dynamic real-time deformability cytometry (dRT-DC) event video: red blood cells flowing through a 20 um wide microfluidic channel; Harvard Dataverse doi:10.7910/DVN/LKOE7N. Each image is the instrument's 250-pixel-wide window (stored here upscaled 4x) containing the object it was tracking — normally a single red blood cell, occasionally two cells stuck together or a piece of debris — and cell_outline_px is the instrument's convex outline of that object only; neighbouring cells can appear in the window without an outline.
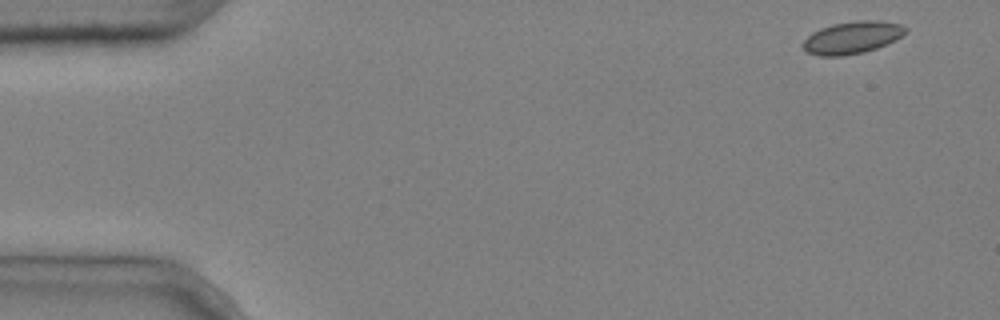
{"species": "common noctule bat (a hibernating species)", "species_latin": "Nyctalus noctula", "temperature_condition": "cold", "stored_images_in_passage": 5, "camera_frame_rate_fps": 3000, "um_per_image_px": 0.085, "animal": {"sex": "male", "body_mass_g": 20.4}, "frame": {"image": 1, "passage_image": 1, "time_ms": 0.0, "image_size_px": [1000, 320], "cell_outline_px": [[908, 32], [896, 40], [876, 48], [864, 52], [844, 56], [820, 56], [808, 52], [800, 44], [812, 32], [820, 28], [832, 24], [856, 20], [880, 20], [900, 24], [908, 28]], "centroid_in_image_um": [72.45, 3.18], "position_along_channel_um": 12.5, "area_um2": 19.54}}
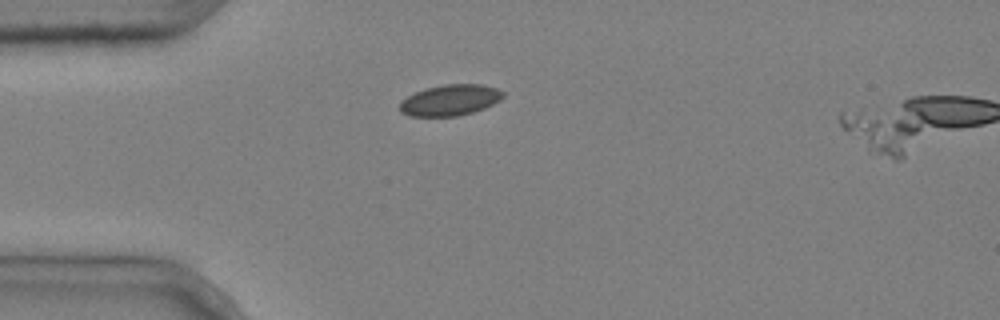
{"frame": {"image": 2, "passage_image": 4, "time_ms": 1.0, "image_size_px": [1000, 320], "cell_outline_px": [[504, 96], [500, 100], [484, 108], [472, 112], [456, 116], [412, 116], [400, 112], [400, 100], [416, 92], [428, 88], [444, 84], [484, 84], [496, 88], [504, 92]], "centroid_in_image_um": [38.27, 8.5], "position_along_channel_um": 46.7, "area_um2": 18.55}}